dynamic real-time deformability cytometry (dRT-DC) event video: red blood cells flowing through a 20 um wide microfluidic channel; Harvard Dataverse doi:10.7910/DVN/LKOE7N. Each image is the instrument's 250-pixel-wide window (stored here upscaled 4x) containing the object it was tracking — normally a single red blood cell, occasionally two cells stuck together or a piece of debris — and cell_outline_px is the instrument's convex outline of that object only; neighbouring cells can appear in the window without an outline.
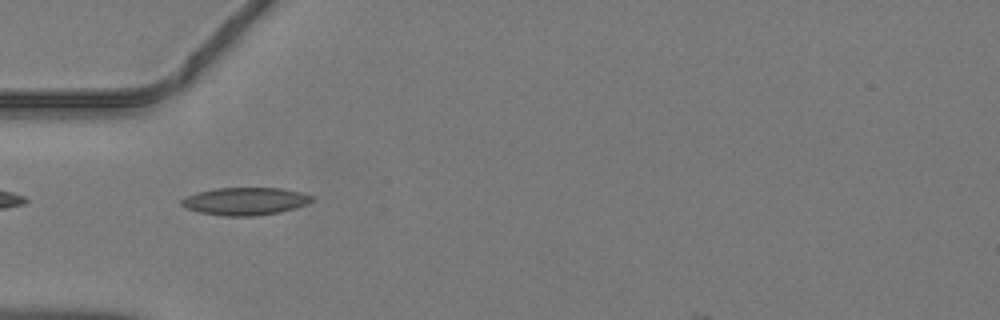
{"species": "common noctule bat (a hibernating species)", "species_latin": "Nyctalus noctula", "temperature_condition": "warm", "stored_images_in_passage": 29, "camera_frame_rate_fps": 3000, "um_per_image_px": 0.085, "animal": {"sex": "male", "body_mass_g": 19.2, "forearm_length_mm": 51.8}, "frame": {"image": 1, "passage_image": 1, "time_ms": 0.0, "image_size_px": [1000, 320], "cell_outline_px": [[312, 200], [308, 204], [280, 212], [256, 216], [220, 216], [200, 212], [188, 208], [180, 204], [180, 200], [196, 192], [216, 188], [280, 188], [300, 192], [312, 196]], "centroid_in_image_um": [20.83, 17.11], "position_along_channel_um": 64.2, "area_um2": 20.92}}
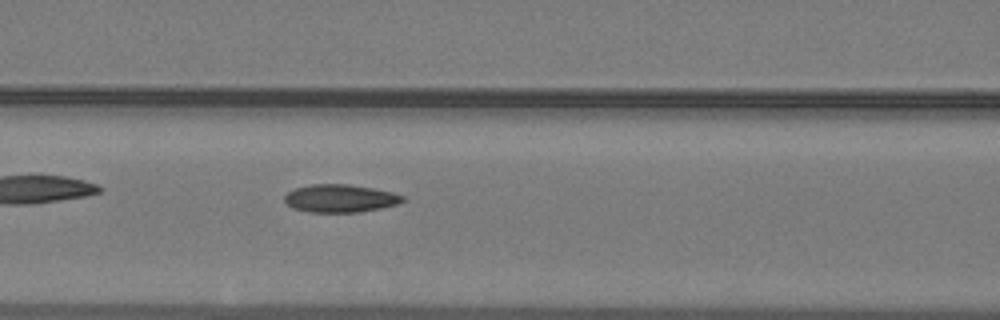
{"frame": {"image": 2, "passage_image": 6, "time_ms": 1.667, "image_size_px": [1000, 320], "cell_outline_px": [[404, 200], [396, 204], [380, 208], [356, 212], [308, 212], [292, 208], [284, 200], [284, 196], [288, 192], [296, 188], [312, 184], [348, 184], [372, 188], [392, 192], [404, 196]], "centroid_in_image_um": [28.88, 16.86], "position_along_channel_um": 137.7, "area_um2": 19.02}}
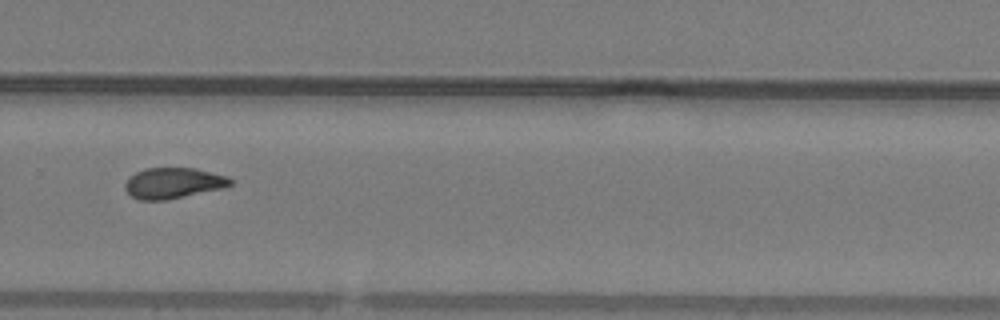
{"frame": {"image": 3, "passage_image": 18, "time_ms": 5.667, "image_size_px": [1000, 320], "cell_outline_px": [[232, 184], [224, 188], [164, 200], [140, 200], [132, 196], [124, 188], [124, 184], [128, 176], [144, 168], [196, 168], [228, 176], [232, 180]], "centroid_in_image_um": [14.72, 15.55], "position_along_channel_um": 315.1, "area_um2": 18.96}}